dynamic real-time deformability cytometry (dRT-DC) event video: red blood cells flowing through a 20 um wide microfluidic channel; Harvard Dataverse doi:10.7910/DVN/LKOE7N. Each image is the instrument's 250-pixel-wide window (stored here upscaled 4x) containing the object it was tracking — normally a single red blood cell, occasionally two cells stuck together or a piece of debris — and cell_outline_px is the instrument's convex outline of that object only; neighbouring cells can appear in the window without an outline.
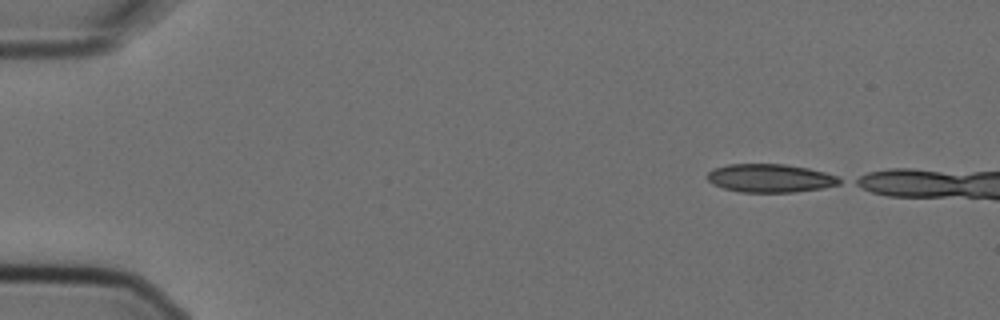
{"species": "Egyptian fruit bat (a non-hibernating species)", "species_latin": "Rousettus aegyptiacus", "temperature_condition": "cold", "stored_images_in_passage": 3, "camera_frame_rate_fps": 3000, "um_per_image_px": 0.085, "animal": {"sex": "female"}, "frame": {"image": 1, "passage_image": 1, "time_ms": 0.0, "image_size_px": [1000, 320], "cell_outline_px": [[844, 180], [840, 184], [824, 188], [792, 192], [740, 192], [724, 188], [712, 184], [704, 176], [712, 168], [728, 164], [784, 164], [808, 168], [824, 172], [836, 176]], "centroid_in_image_um": [65.44, 15.14], "position_along_channel_um": 19.6, "area_um2": 22.02}}